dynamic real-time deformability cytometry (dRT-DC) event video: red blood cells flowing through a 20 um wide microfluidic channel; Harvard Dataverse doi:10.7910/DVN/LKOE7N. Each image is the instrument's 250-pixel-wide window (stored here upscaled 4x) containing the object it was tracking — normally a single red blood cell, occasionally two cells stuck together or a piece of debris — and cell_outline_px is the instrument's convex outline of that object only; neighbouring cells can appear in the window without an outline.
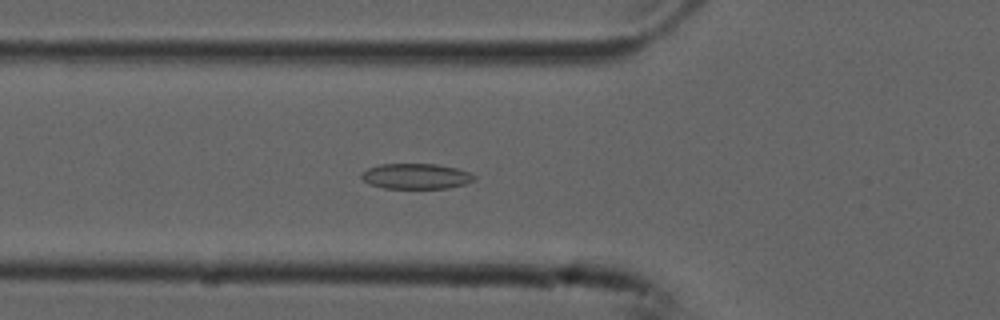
{"species": "common noctule bat (a hibernating species)", "species_latin": "Nyctalus noctula", "temperature_condition": "cold", "stored_images_in_passage": 44, "camera_frame_rate_fps": 3000, "um_per_image_px": 0.085, "animal": {"sex": "male", "forearm_length_mm": 52.5}, "frame": {"image": 1, "passage_image": 9, "time_ms": 2.667, "image_size_px": [1000, 320], "cell_outline_px": [[476, 180], [464, 184], [448, 188], [384, 188], [368, 184], [360, 176], [368, 168], [380, 164], [436, 164], [456, 168], [472, 172], [476, 176]], "centroid_in_image_um": [35.4, 14.98], "position_along_channel_um": 90.4, "area_um2": 16.76}}
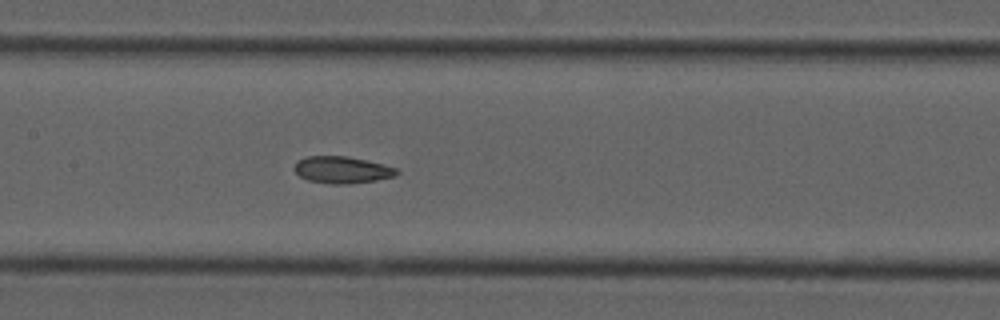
{"frame": {"image": 2, "passage_image": 16, "time_ms": 5.0, "image_size_px": [1000, 320], "cell_outline_px": [[400, 172], [396, 176], [376, 180], [352, 184], [332, 184], [308, 180], [300, 176], [292, 168], [296, 160], [308, 156], [348, 156], [384, 164], [400, 168]], "centroid_in_image_um": [29.1, 14.43], "position_along_channel_um": 178.3, "area_um2": 16.36}}
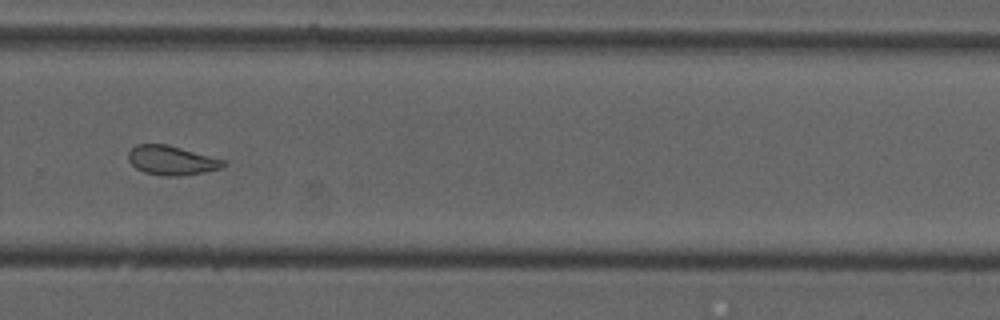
{"frame": {"image": 3, "passage_image": 27, "time_ms": 8.667, "image_size_px": [1000, 320], "cell_outline_px": [[228, 164], [220, 168], [204, 172], [176, 176], [160, 176], [144, 172], [136, 168], [128, 160], [128, 152], [136, 144], [164, 144], [180, 148], [224, 160]], "centroid_in_image_um": [14.55, 13.64], "position_along_channel_um": 315.2, "area_um2": 16.01}, "authors_computed_cell_mechanics": {"area_um2": 17.0799, "velocity_mm_per_s": 3.7492, "shape_relaxation_time_tau1_ms": null, "shape_relaxation_time_tau2_ms": 2.8116, "deformation_change_tau1": null, "deformation_change_tau2": 0.084}}